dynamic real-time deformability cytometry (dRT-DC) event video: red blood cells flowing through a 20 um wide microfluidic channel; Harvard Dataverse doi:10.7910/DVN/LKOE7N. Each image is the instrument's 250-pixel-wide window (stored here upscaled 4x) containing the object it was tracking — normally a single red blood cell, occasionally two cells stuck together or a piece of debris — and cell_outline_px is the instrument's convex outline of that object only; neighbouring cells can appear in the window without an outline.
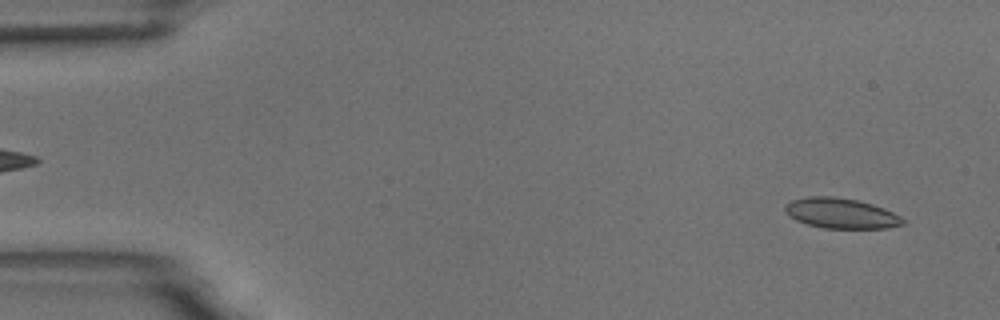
{"species": "common noctule bat (a hibernating species)", "species_latin": "Nyctalus noctula", "temperature_condition": "room temperature", "stored_images_in_passage": 53, "camera_frame_rate_fps": 3000, "um_per_image_px": 0.085, "animal": {"sex": "male", "body_mass_g": 18.8}, "frame": {"image": 1, "passage_image": 3, "time_ms": 0.667, "image_size_px": [1000, 320], "cell_outline_px": [[904, 224], [888, 228], [824, 228], [808, 224], [796, 220], [784, 212], [784, 204], [792, 200], [808, 196], [832, 196], [856, 200], [872, 204], [884, 208], [900, 216], [904, 220]], "centroid_in_image_um": [71.46, 18.12], "position_along_channel_um": 13.5, "area_um2": 20.75}}
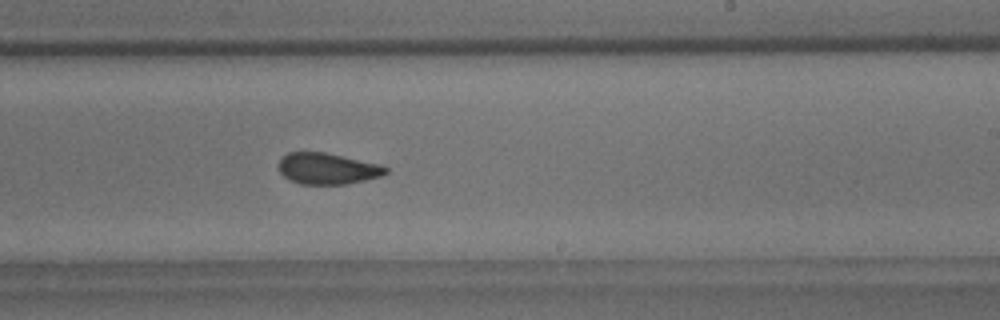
{"frame": {"image": 2, "passage_image": 32, "time_ms": 10.333, "image_size_px": [1000, 320], "cell_outline_px": [[388, 172], [380, 176], [348, 184], [300, 184], [288, 180], [280, 172], [280, 160], [288, 152], [324, 152], [380, 164], [388, 168]], "centroid_in_image_um": [27.84, 14.34], "position_along_channel_um": 261.2, "area_um2": 19.36}}
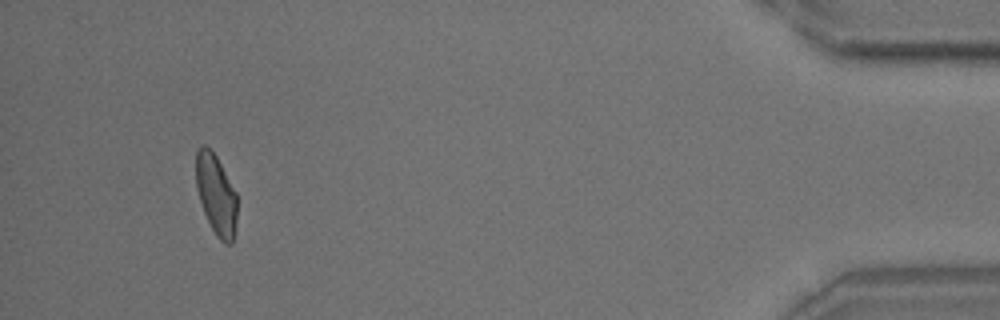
{"frame": {"image": 3, "passage_image": 50, "time_ms": 16.333, "image_size_px": [1000, 320], "cell_outline_px": [[236, 220], [232, 244], [224, 244], [216, 236], [204, 212], [196, 188], [196, 152], [204, 144], [216, 156], [236, 192]], "centroid_in_image_um": [18.36, 16.56], "position_along_channel_um": 416.8, "area_um2": 18.96}, "authors_computed_cell_mechanics": {"area_um2": 20.6346, "velocity_mm_per_s": 3.7541, "shape_relaxation_time_tau1_ms": 5.8067, "shape_relaxation_time_tau2_ms": 2.0151, "deformation_change_tau1": 0.1216, "deformation_change_tau2": 0.0861}}